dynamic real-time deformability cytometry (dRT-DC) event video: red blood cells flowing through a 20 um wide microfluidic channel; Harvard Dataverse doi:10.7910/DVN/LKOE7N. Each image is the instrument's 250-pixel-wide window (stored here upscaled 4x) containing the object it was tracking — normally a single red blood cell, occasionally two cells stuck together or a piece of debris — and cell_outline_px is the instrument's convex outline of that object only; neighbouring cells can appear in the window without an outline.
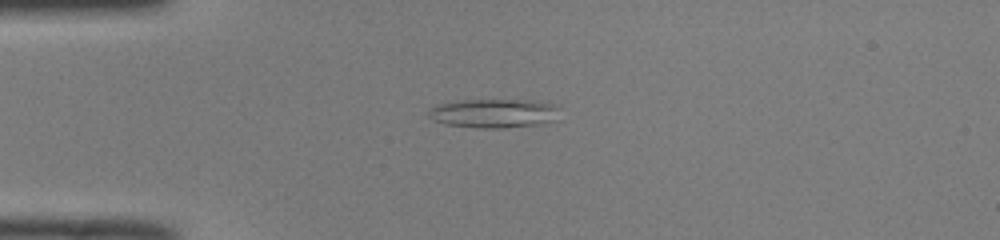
{"species": "common noctule bat (a hibernating species)", "species_latin": "Nyctalus noctula", "temperature_condition": "room temperature", "stored_images_in_passage": 38, "camera_frame_rate_fps": 3000, "um_per_image_px": 0.085, "animal": {"sex": "male", "body_mass_g": 19.0, "forearm_length_mm": 50.8}, "frame": {"image": 1, "passage_image": 1, "time_ms": 0.0, "image_size_px": [1000, 240], "cell_outline_px": [[560, 120], [544, 124], [504, 128], [480, 128], [444, 124], [432, 120], [428, 116], [428, 112], [432, 108], [440, 104], [464, 100], [532, 100], [556, 104], [560, 108]], "centroid_in_image_um": [42.11, 9.64], "position_along_channel_um": 42.9, "area_um2": 22.6}}
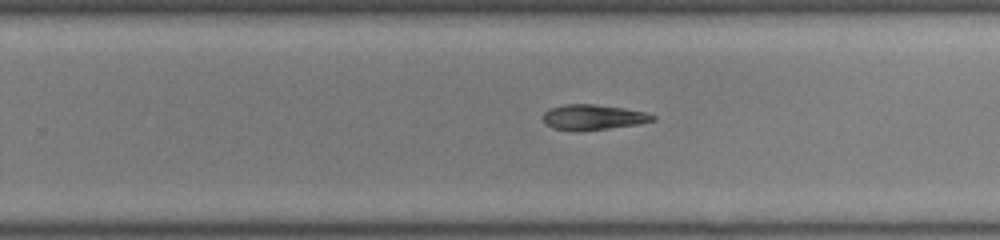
{"frame": {"image": 2, "passage_image": 20, "time_ms": 6.333, "image_size_px": [1000, 240], "cell_outline_px": [[656, 120], [640, 124], [580, 132], [572, 132], [552, 128], [544, 124], [540, 116], [548, 108], [564, 104], [596, 104], [624, 108], [644, 112], [656, 116]], "centroid_in_image_um": [50.34, 9.98], "position_along_channel_um": 279.5, "area_um2": 16.76}}
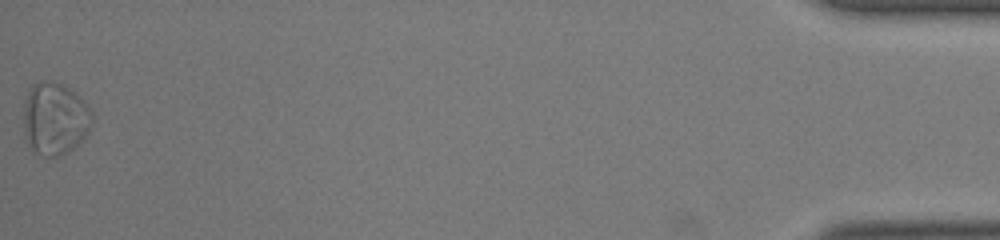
{"frame": {"image": 3, "passage_image": 38, "time_ms": 12.333, "image_size_px": [1000, 240], "cell_outline_px": [[92, 120], [88, 132], [84, 140], [60, 156], [44, 156], [32, 152], [24, 136], [24, 100], [32, 84], [44, 80], [52, 80], [68, 88], [80, 96], [92, 112]], "centroid_in_image_um": [4.65, 10.09], "position_along_channel_um": 430.6, "area_um2": 29.19}, "authors_computed_cell_mechanics": {"area_um2": 17.1377, "velocity_mm_per_s": 4.1021, "shape_relaxation_time_tau1_ms": 3.9979, "shape_relaxation_time_tau2_ms": null, "deformation_change_tau1": 0.1506, "deformation_change_tau2": null}}